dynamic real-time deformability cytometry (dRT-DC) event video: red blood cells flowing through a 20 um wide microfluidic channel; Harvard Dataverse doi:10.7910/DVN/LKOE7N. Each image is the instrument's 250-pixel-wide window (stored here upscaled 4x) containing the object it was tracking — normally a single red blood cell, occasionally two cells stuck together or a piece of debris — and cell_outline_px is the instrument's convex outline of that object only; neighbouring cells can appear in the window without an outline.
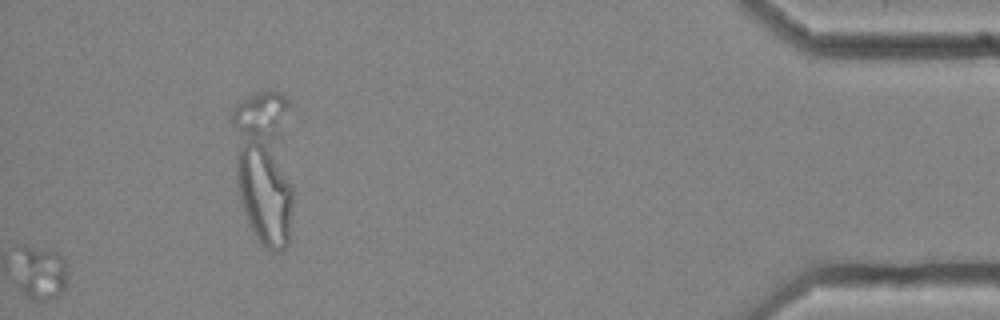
{"species": "common noctule bat (a hibernating species)", "species_latin": "Nyctalus noctula", "temperature_condition": "cold", "stored_images_in_passage": 51, "segment_of_instrument_passage": [2, 2], "camera_frame_rate_fps": 3000, "um_per_image_px": 0.085, "animal": {"sex": "female", "body_mass_g": 25.1}, "frame": {"image": 1, "passage_image": 51, "time_ms": 16.667, "image_size_px": [1000, 320], "cell_outline_px": [[292, 204], [288, 244], [280, 252], [272, 252], [264, 248], [260, 244], [248, 224], [240, 200], [236, 184], [232, 124], [232, 112], [244, 100], [256, 92], [280, 92], [288, 100], [292, 188]], "centroid_in_image_um": [22.48, 14.16], "position_along_channel_um": 412.7, "area_um2": 56.3}}